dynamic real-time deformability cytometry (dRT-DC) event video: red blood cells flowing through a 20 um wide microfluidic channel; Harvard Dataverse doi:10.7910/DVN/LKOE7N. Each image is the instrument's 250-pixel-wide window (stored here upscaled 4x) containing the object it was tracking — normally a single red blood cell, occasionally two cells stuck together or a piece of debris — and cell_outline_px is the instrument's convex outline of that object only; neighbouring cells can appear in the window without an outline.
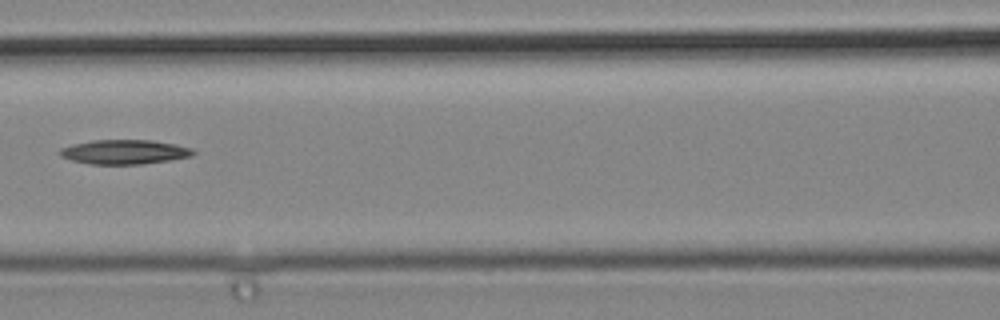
{"species": "common noctule bat (a hibernating species)", "species_latin": "Nyctalus noctula", "temperature_condition": "cold", "stored_images_in_passage": 6, "camera_frame_rate_fps": 3000, "um_per_image_px": 0.085, "animal": {"sex": "male", "body_mass_g": 19.2, "forearm_length_mm": 51.8}, "frame": {"image": 1, "passage_image": 6, "time_ms": 1.667, "image_size_px": [1000, 320], "cell_outline_px": [[196, 152], [192, 156], [172, 160], [144, 164], [88, 164], [72, 160], [60, 156], [60, 148], [72, 144], [92, 140], [152, 140], [176, 144], [192, 148]], "centroid_in_image_um": [10.6, 12.91], "position_along_channel_um": 156.0, "area_um2": 19.13}}